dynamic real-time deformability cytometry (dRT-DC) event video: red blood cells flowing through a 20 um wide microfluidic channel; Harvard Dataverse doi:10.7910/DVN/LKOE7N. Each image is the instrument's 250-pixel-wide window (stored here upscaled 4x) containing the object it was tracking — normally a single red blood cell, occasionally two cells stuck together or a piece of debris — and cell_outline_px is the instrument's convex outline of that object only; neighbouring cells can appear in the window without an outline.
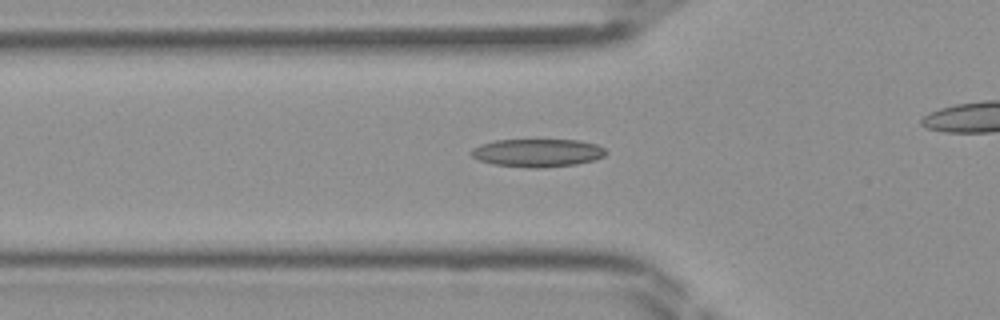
{"species": "Egyptian fruit bat (a non-hibernating species)", "species_latin": "Rousettus aegyptiacus", "temperature_condition": "room temperature", "stored_images_in_passage": 26, "camera_frame_rate_fps": 3000, "um_per_image_px": 0.085, "frame": {"image": 1, "passage_image": 4, "time_ms": 1.0, "image_size_px": [1000, 320], "cell_outline_px": [[608, 152], [604, 156], [596, 160], [576, 164], [544, 168], [528, 168], [492, 164], [480, 160], [472, 156], [468, 152], [472, 148], [480, 144], [496, 140], [580, 140], [596, 144], [604, 148]], "centroid_in_image_um": [45.69, 12.99], "position_along_channel_um": 80.1, "area_um2": 22.25}}
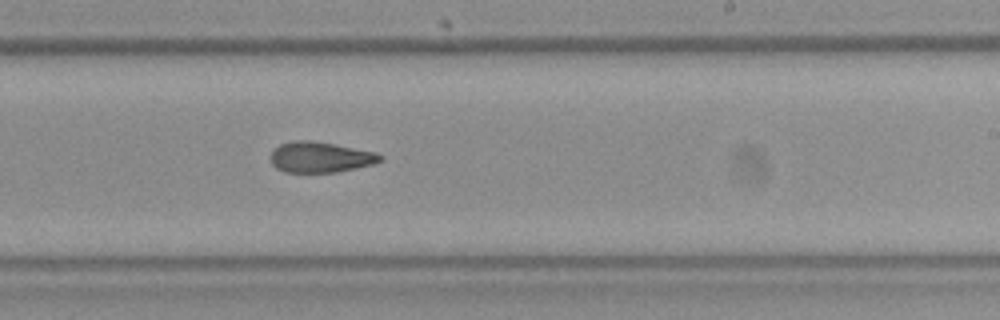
{"frame": {"image": 2, "passage_image": 16, "time_ms": 5.0, "image_size_px": [1000, 320], "cell_outline_px": [[384, 160], [372, 164], [336, 172], [284, 172], [276, 168], [272, 164], [268, 156], [280, 144], [292, 140], [312, 140], [336, 144], [376, 152], [384, 156]], "centroid_in_image_um": [27.22, 13.35], "position_along_channel_um": 261.8, "area_um2": 19.77}}
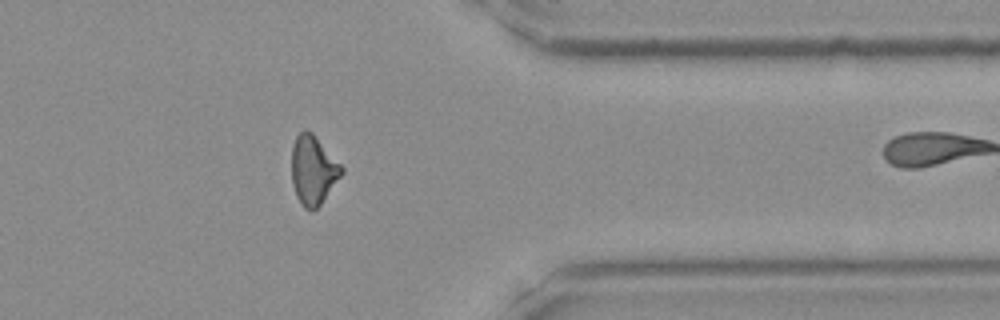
{"frame": {"image": 3, "passage_image": 25, "time_ms": 8.0, "image_size_px": [1000, 320], "cell_outline_px": [[344, 172], [320, 204], [316, 208], [304, 208], [300, 204], [296, 196], [292, 184], [292, 148], [296, 136], [304, 128], [312, 132], [344, 168]], "centroid_in_image_um": [26.61, 14.43], "position_along_channel_um": 384.8, "area_um2": 19.88}}